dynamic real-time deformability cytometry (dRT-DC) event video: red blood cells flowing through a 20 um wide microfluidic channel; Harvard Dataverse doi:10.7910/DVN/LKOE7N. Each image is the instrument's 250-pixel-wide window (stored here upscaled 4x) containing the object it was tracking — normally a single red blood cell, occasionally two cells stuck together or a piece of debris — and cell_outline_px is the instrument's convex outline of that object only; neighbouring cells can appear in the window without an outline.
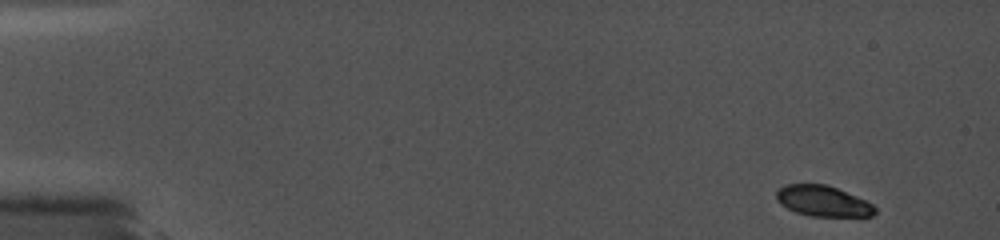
{"species": "common noctule bat (a hibernating species)", "species_latin": "Nyctalus noctula", "temperature_condition": "cold", "stored_images_in_passage": 10, "camera_frame_rate_fps": 5000, "um_per_image_px": 0.085, "animal": {"sex": "female", "body_mass_g": 19.0, "forearm_length_mm": 56.7}, "frame": {"image": 1, "passage_image": 1, "time_ms": 0.0, "image_size_px": [1000, 240], "cell_outline_px": [[876, 212], [872, 216], [812, 216], [796, 212], [780, 204], [776, 200], [776, 192], [784, 184], [828, 184], [856, 196], [872, 204], [876, 208]], "centroid_in_image_um": [69.93, 17.08], "position_along_channel_um": 15.1, "area_um2": 17.57}}
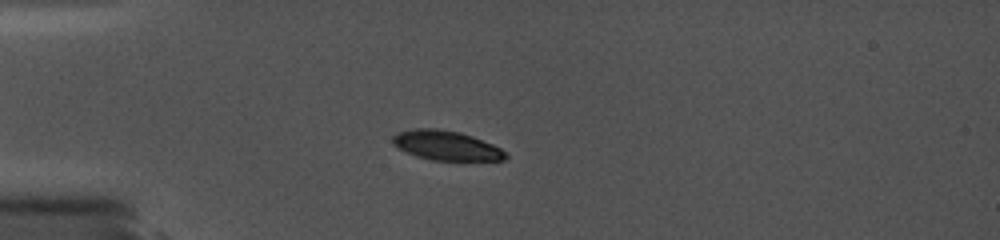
{"frame": {"image": 2, "passage_image": 7, "time_ms": 3.8, "image_size_px": [1000, 240], "cell_outline_px": [[508, 156], [504, 160], [432, 160], [416, 156], [392, 144], [392, 136], [396, 132], [412, 128], [436, 128], [460, 132], [472, 136], [492, 144], [500, 148]], "centroid_in_image_um": [37.89, 12.35], "position_along_channel_um": 47.1, "area_um2": 19.36}}